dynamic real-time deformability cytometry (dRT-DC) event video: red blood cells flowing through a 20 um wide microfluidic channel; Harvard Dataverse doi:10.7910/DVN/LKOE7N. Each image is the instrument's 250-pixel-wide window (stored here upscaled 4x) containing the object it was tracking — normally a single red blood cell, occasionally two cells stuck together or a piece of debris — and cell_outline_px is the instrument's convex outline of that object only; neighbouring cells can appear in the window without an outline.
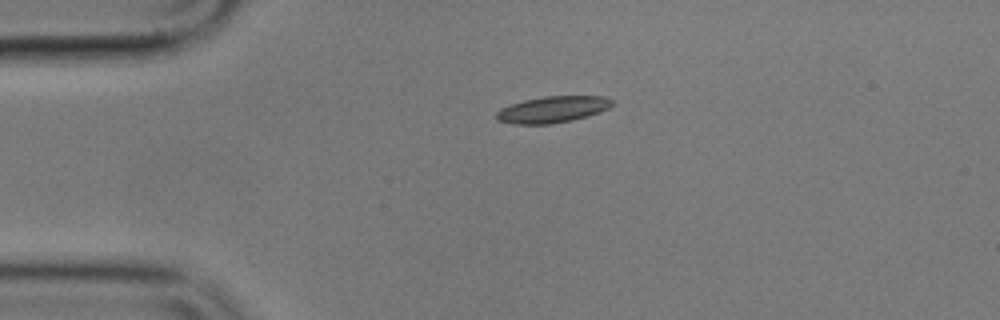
{"species": "common noctule bat (a hibernating species)", "species_latin": "Nyctalus noctula", "temperature_condition": "cold", "stored_images_in_passage": 5, "camera_frame_rate_fps": 3000, "um_per_image_px": 0.085, "animal": {"sex": "male", "body_mass_g": 17.9}, "frame": {"image": 1, "passage_image": 1, "time_ms": 0.0, "image_size_px": [1000, 320], "cell_outline_px": [[612, 104], [608, 108], [600, 112], [572, 120], [548, 124], [512, 124], [496, 120], [496, 112], [500, 108], [524, 100], [544, 96], [604, 96], [612, 100]], "centroid_in_image_um": [46.93, 9.3], "position_along_channel_um": 38.1, "area_um2": 17.74}}